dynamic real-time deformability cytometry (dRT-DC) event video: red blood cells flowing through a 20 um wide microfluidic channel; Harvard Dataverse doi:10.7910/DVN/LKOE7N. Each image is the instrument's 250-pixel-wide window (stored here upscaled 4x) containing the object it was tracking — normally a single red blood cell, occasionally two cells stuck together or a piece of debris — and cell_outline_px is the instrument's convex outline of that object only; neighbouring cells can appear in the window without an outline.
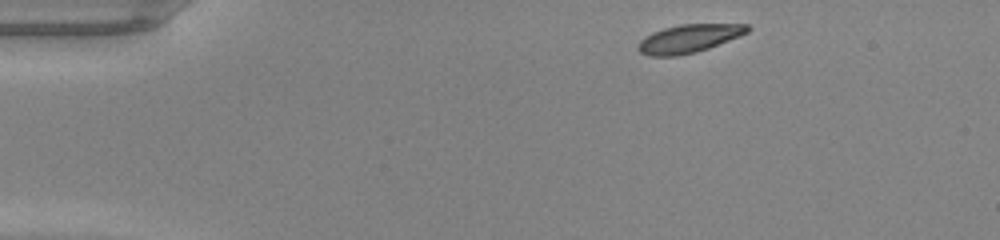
{"species": "common noctule bat (a hibernating species)", "species_latin": "Nyctalus noctula", "temperature_condition": "warm", "stored_images_in_passage": 42, "camera_frame_rate_fps": 3000, "um_per_image_px": 0.085, "animal": {"sex": "male", "body_mass_g": 20.0, "forearm_length_mm": 53.3}, "frame": {"image": 1, "passage_image": 1, "time_ms": 0.0, "image_size_px": [1000, 240], "cell_outline_px": [[752, 28], [748, 32], [740, 36], [708, 48], [696, 52], [676, 56], [648, 56], [640, 52], [636, 48], [636, 44], [640, 40], [652, 32], [664, 28], [680, 24], [748, 24]], "centroid_in_image_um": [58.54, 3.28], "position_along_channel_um": 26.5, "area_um2": 18.09}}
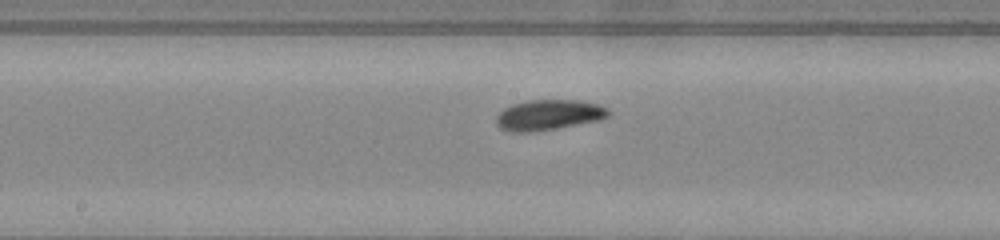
{"frame": {"image": 2, "passage_image": 19, "time_ms": 6.0, "image_size_px": [1000, 240], "cell_outline_px": [[608, 116], [600, 120], [536, 132], [508, 132], [500, 128], [496, 124], [496, 116], [504, 108], [512, 104], [528, 100], [576, 100], [600, 104], [608, 108]], "centroid_in_image_um": [46.61, 9.77], "position_along_channel_um": 201.6, "area_um2": 20.06}}
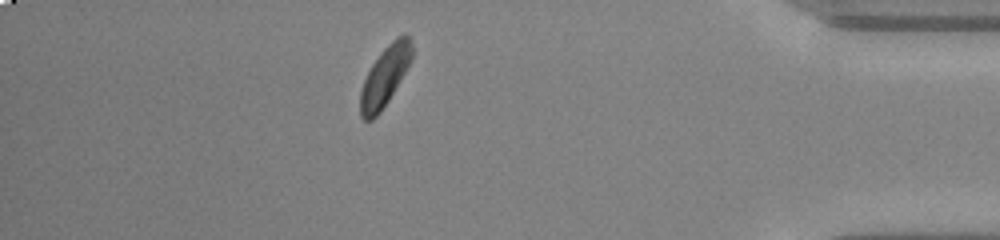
{"frame": {"image": 3, "passage_image": 36, "time_ms": 11.667, "image_size_px": [1000, 240], "cell_outline_px": [[412, 60], [388, 100], [380, 112], [372, 120], [364, 120], [360, 116], [360, 92], [364, 80], [372, 64], [380, 52], [396, 36], [404, 32], [408, 36], [412, 48]], "centroid_in_image_um": [32.71, 6.46], "position_along_channel_um": 402.5, "area_um2": 17.8}, "authors_computed_cell_mechanics": {"area_um2": 18.5249, "velocity_mm_per_s": 4.2356, "shape_relaxation_time_tau1_ms": 2.5346, "shape_relaxation_time_tau2_ms": 10.443, "deformation_change_tau1": 0.1259, "deformation_change_tau2": 0.1517}}